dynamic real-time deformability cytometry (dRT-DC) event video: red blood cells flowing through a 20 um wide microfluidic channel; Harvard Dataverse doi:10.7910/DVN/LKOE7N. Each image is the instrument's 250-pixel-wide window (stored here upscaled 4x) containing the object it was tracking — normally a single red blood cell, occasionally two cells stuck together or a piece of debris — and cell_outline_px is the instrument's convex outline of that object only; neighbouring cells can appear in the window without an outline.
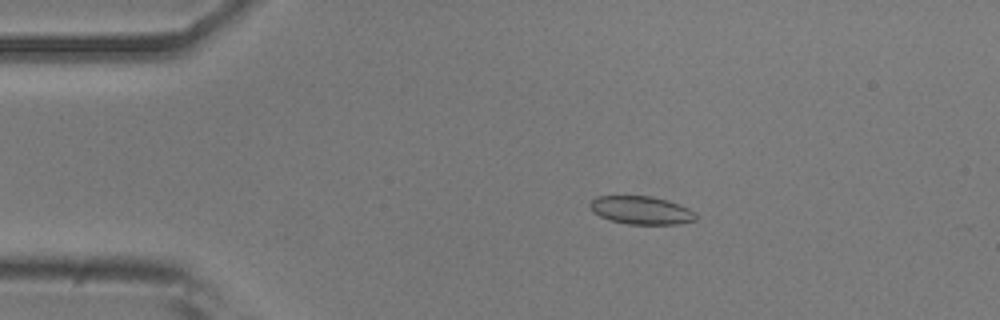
{"species": "common noctule bat (a hibernating species)", "species_latin": "Nyctalus noctula", "temperature_condition": "room temperature", "stored_images_in_passage": 48, "camera_frame_rate_fps": 3000, "um_per_image_px": 0.085, "animal": {"sex": "male", "body_mass_g": 20.5, "forearm_length_mm": 52.5}, "frame": {"image": 1, "passage_image": 5, "time_ms": 1.333, "image_size_px": [1000, 320], "cell_outline_px": [[696, 220], [676, 224], [628, 224], [608, 220], [592, 212], [588, 204], [596, 196], [652, 196], [668, 200], [680, 204], [696, 212]], "centroid_in_image_um": [54.49, 17.86], "position_along_channel_um": 30.5, "area_um2": 17.51}}
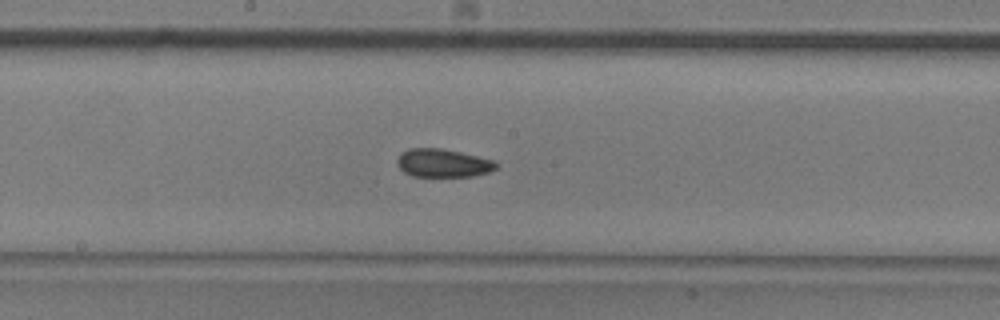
{"frame": {"image": 2, "passage_image": 23, "time_ms": 7.333, "image_size_px": [1000, 320], "cell_outline_px": [[500, 164], [496, 168], [488, 172], [472, 176], [412, 176], [404, 172], [396, 164], [396, 160], [400, 152], [408, 148], [440, 148], [460, 152], [496, 160]], "centroid_in_image_um": [37.65, 13.85], "position_along_channel_um": 210.6, "area_um2": 16.47}}
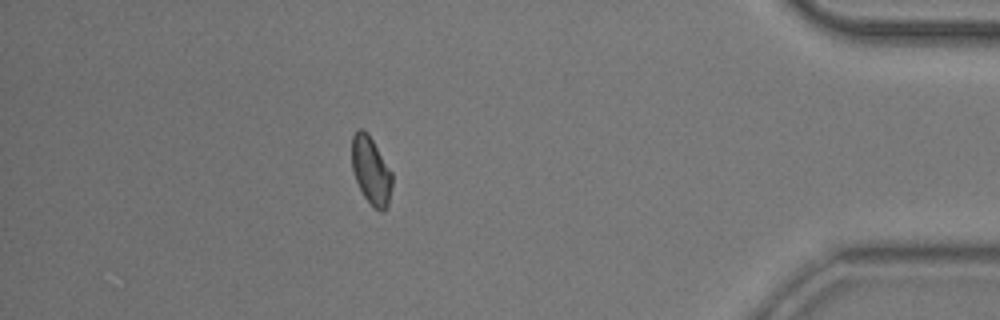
{"frame": {"image": 3, "passage_image": 42, "time_ms": 13.667, "image_size_px": [1000, 320], "cell_outline_px": [[392, 184], [388, 204], [384, 212], [380, 212], [372, 208], [364, 196], [356, 180], [352, 168], [352, 136], [360, 128], [364, 128], [368, 132], [392, 172]], "centroid_in_image_um": [31.54, 14.51], "position_along_channel_um": 403.7, "area_um2": 16.01}, "authors_computed_cell_mechanics": {"area_um2": 16.473, "velocity_mm_per_s": 3.7727, "shape_relaxation_time_tau1_ms": 8.4723, "shape_relaxation_time_tau2_ms": 2.1364, "deformation_change_tau1": 0.1172, "deformation_change_tau2": 0.0725}}